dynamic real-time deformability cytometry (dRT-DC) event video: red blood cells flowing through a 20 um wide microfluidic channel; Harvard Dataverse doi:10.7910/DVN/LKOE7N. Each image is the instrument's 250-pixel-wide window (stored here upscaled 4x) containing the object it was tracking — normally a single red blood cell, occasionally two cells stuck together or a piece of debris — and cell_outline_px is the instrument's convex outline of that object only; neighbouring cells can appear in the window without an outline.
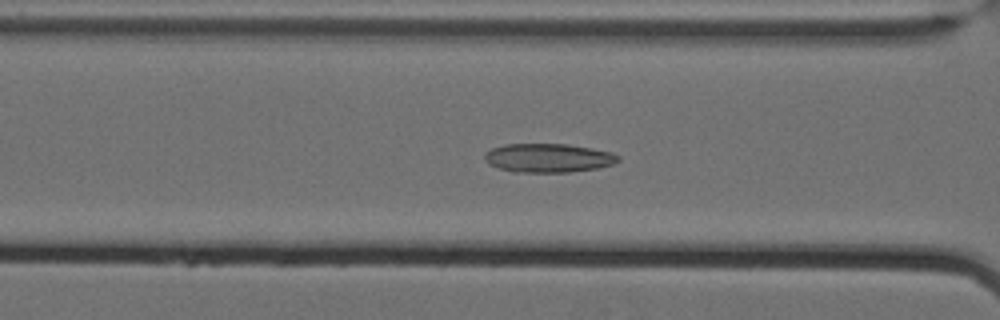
{"species": "Egyptian fruit bat (a non-hibernating species)", "species_latin": "Rousettus aegyptiacus", "temperature_condition": "cold", "stored_images_in_passage": 64, "camera_frame_rate_fps": 3000, "um_per_image_px": 0.085, "animal": {"sex": "female"}, "frame": {"image": 1, "passage_image": 30, "time_ms": 9.667, "image_size_px": [1000, 320], "cell_outline_px": [[620, 160], [612, 164], [596, 168], [568, 172], [512, 172], [488, 164], [484, 160], [484, 152], [492, 148], [504, 144], [568, 144], [592, 148], [612, 152], [620, 156]], "centroid_in_image_um": [46.58, 13.42], "position_along_channel_um": 120.0, "area_um2": 22.54}}
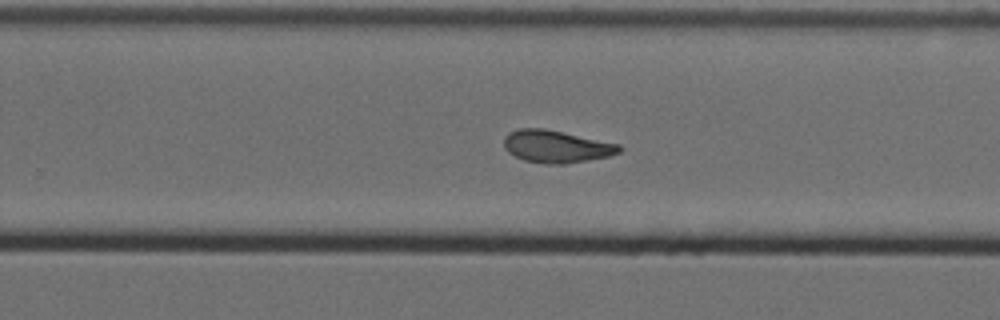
{"frame": {"image": 2, "passage_image": 44, "time_ms": 14.333, "image_size_px": [1000, 320], "cell_outline_px": [[620, 152], [608, 156], [564, 164], [548, 164], [524, 160], [508, 152], [504, 148], [504, 136], [508, 132], [520, 128], [544, 128], [564, 132], [620, 144]], "centroid_in_image_um": [47.25, 12.44], "position_along_channel_um": 282.6, "area_um2": 21.68}}
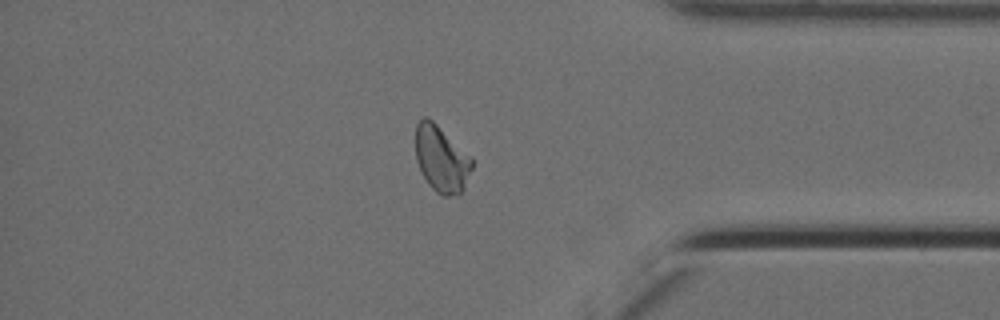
{"frame": {"image": 3, "passage_image": 55, "time_ms": 18.0, "image_size_px": [1000, 320], "cell_outline_px": [[472, 168], [464, 188], [460, 192], [448, 196], [444, 196], [436, 192], [428, 184], [420, 172], [416, 160], [416, 124], [424, 116], [428, 116], [472, 156]], "centroid_in_image_um": [37.51, 13.49], "position_along_channel_um": 397.7, "area_um2": 21.91}, "authors_computed_cell_mechanics": {"area_um2": 22.3108, "velocity_mm_per_s": 3.4885, "shape_relaxation_time_tau1_ms": null, "shape_relaxation_time_tau2_ms": 3.1872, "deformation_change_tau1": null, "deformation_change_tau2": 0.1}}